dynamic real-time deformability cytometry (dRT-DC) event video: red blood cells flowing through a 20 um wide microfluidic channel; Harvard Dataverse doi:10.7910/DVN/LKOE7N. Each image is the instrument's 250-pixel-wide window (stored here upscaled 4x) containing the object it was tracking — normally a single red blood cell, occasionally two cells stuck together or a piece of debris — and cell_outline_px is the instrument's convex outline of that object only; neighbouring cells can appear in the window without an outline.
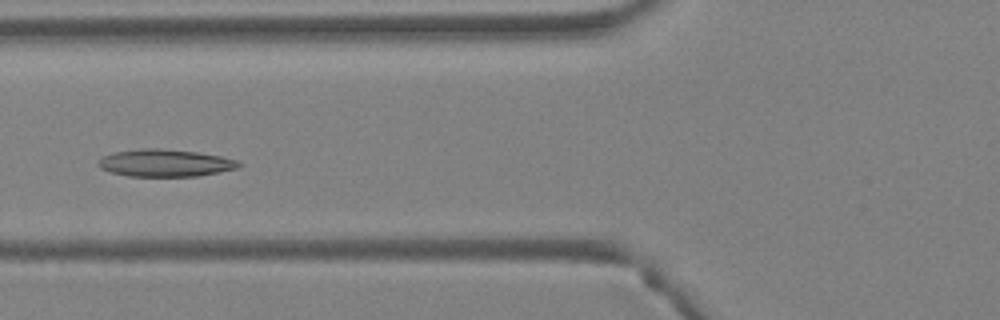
{"species": "Egyptian fruit bat (a non-hibernating species)", "species_latin": "Rousettus aegyptiacus", "temperature_condition": "warm", "stored_images_in_passage": 5, "camera_frame_rate_fps": 3000, "um_per_image_px": 0.085, "animal": {"sex": "female"}, "frame": {"image": 1, "passage_image": 5, "time_ms": 1.333, "image_size_px": [1000, 320], "cell_outline_px": [[244, 164], [240, 168], [220, 172], [196, 176], [128, 176], [112, 172], [100, 168], [96, 164], [96, 160], [112, 152], [140, 148], [160, 148], [196, 152], [220, 156], [236, 160]], "centroid_in_image_um": [14.03, 13.85], "position_along_channel_um": 111.8, "area_um2": 22.54}}